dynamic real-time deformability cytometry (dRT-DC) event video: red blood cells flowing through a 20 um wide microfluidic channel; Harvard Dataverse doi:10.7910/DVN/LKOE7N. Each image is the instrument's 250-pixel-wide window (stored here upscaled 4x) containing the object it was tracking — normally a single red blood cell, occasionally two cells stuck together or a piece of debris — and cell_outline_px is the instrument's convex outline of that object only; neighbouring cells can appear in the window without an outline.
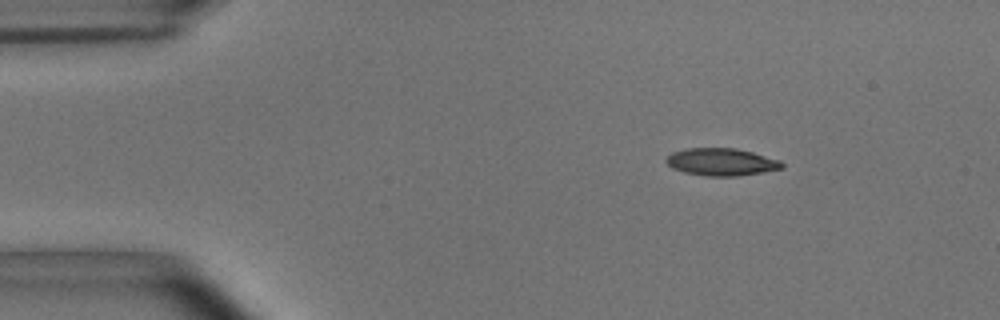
{"species": "common noctule bat (a hibernating species)", "species_latin": "Nyctalus noctula", "temperature_condition": "room temperature", "stored_images_in_passage": 8, "camera_frame_rate_fps": 3000, "um_per_image_px": 0.085, "animal": {"sex": "male", "body_mass_g": 15.6}, "frame": {"image": 1, "passage_image": 1, "time_ms": 0.0, "image_size_px": [1000, 320], "cell_outline_px": [[784, 168], [736, 176], [704, 176], [684, 172], [672, 168], [664, 160], [672, 152], [684, 148], [736, 148], [752, 152], [780, 160], [784, 164]], "centroid_in_image_um": [61.29, 13.76], "position_along_channel_um": 23.7, "area_um2": 18.5}}